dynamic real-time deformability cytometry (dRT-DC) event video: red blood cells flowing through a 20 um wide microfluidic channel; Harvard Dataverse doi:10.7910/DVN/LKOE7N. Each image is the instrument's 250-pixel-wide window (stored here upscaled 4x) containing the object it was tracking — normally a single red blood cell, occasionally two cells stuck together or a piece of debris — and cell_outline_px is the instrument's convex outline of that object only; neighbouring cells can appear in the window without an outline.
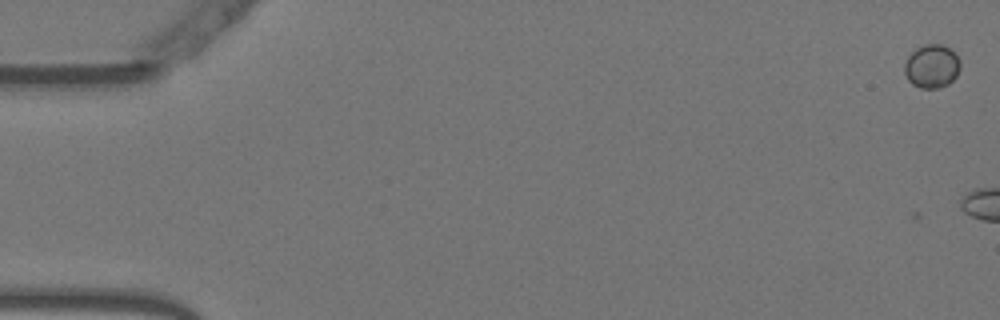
{"species": "Egyptian fruit bat (a non-hibernating species)", "species_latin": "Rousettus aegyptiacus", "temperature_condition": "warm", "stored_images_in_passage": 8, "camera_frame_rate_fps": 3000, "um_per_image_px": 0.085, "animal": {"sex": "female"}, "frame": {"image": 1, "passage_image": 4, "time_ms": 1.0, "image_size_px": [1000, 320], "cell_outline_px": [[960, 68], [956, 76], [948, 84], [940, 88], [920, 88], [912, 84], [908, 80], [904, 72], [904, 64], [908, 56], [916, 48], [924, 44], [940, 44], [952, 48], [960, 60]], "centroid_in_image_um": [79.21, 5.62], "position_along_channel_um": 5.8, "area_um2": 14.33}}